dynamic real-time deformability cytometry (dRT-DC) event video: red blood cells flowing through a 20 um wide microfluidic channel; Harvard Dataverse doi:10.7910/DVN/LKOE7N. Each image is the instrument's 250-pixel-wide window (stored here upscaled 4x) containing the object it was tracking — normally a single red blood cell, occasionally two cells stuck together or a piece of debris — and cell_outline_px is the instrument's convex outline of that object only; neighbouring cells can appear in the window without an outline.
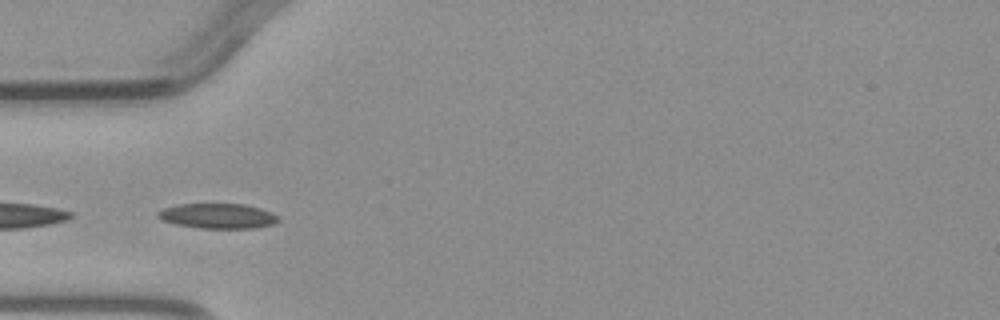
{"species": "common noctule bat (a hibernating species)", "species_latin": "Nyctalus noctula", "temperature_condition": "warm", "stored_images_in_passage": 3, "camera_frame_rate_fps": 3000, "um_per_image_px": 0.085, "animal": {"sex": "male", "body_mass_g": 23.1, "forearm_length_mm": 52.7}, "frame": {"image": 1, "passage_image": 3, "time_ms": 2.333, "image_size_px": [1000, 320], "cell_outline_px": [[280, 220], [272, 224], [256, 228], [200, 228], [176, 224], [164, 220], [156, 216], [156, 212], [164, 208], [176, 204], [244, 204], [260, 208], [272, 212], [280, 216]], "centroid_in_image_um": [18.53, 18.35], "position_along_channel_um": 66.5, "area_um2": 17.63}}